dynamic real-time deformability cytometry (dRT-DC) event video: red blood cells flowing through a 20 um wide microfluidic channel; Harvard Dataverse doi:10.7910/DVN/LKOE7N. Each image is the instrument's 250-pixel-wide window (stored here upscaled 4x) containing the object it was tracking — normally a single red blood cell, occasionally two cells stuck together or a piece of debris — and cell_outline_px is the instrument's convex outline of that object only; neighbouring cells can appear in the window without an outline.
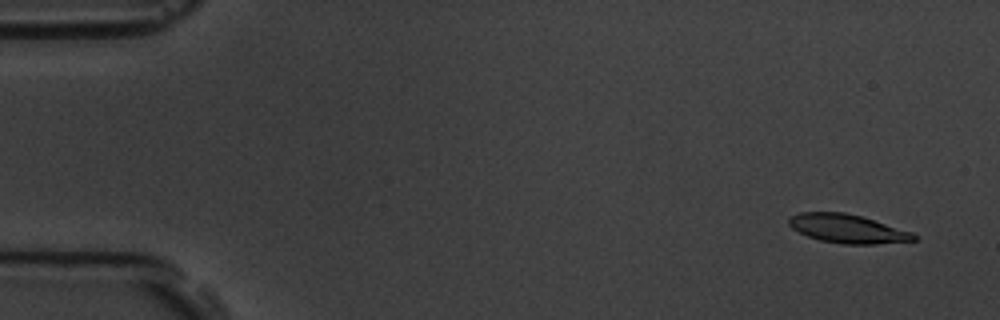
{"species": "common noctule bat (a hibernating species)", "species_latin": "Nyctalus noctula", "temperature_condition": "room temperature", "stored_images_in_passage": 5, "camera_frame_rate_fps": 3000, "um_per_image_px": 0.085, "animal": {"sex": "male", "body_mass_g": 19.5, "forearm_length_mm": 54.6}, "frame": {"image": 1, "passage_image": 1, "time_ms": 0.0, "image_size_px": [1000, 320], "cell_outline_px": [[916, 240], [876, 244], [844, 244], [820, 240], [808, 236], [792, 228], [788, 224], [788, 216], [800, 212], [844, 212], [860, 216], [912, 232], [916, 236]], "centroid_in_image_um": [71.99, 19.43], "position_along_channel_um": 13.0, "area_um2": 20.69}}
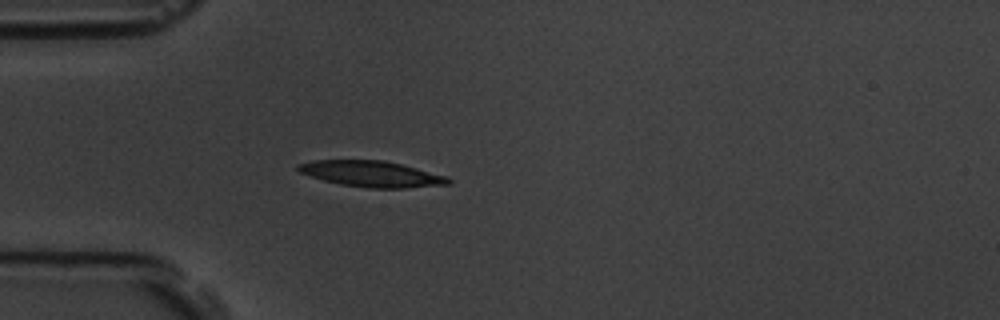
{"frame": {"image": 2, "passage_image": 5, "time_ms": 4.333, "image_size_px": [1000, 320], "cell_outline_px": [[452, 184], [404, 188], [368, 188], [340, 184], [324, 180], [300, 172], [296, 168], [296, 164], [312, 160], [384, 160], [448, 176], [452, 180]], "centroid_in_image_um": [31.6, 14.78], "position_along_channel_um": 53.4, "area_um2": 22.72}}